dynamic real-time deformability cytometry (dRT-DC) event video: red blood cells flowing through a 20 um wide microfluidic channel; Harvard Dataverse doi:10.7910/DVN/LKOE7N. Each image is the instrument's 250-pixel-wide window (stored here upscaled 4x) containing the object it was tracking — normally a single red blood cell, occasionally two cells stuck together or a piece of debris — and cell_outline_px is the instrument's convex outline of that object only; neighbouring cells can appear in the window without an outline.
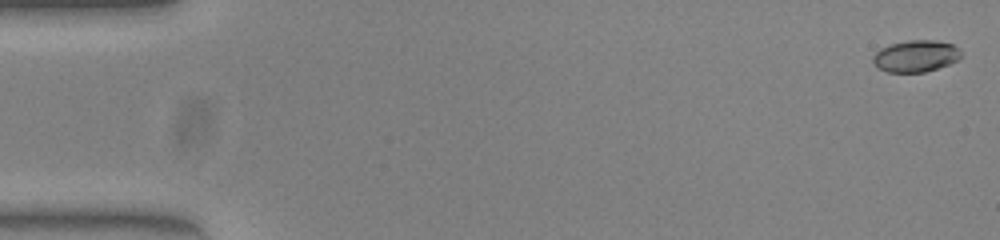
{"species": "common noctule bat (a hibernating species)", "species_latin": "Nyctalus noctula", "temperature_condition": "warm", "stored_images_in_passage": 52, "camera_frame_rate_fps": 3000, "um_per_image_px": 0.085, "animal": {"sex": "female", "body_mass_g": 23.0, "forearm_length_mm": 53.4}, "frame": {"image": 1, "passage_image": 1, "time_ms": 0.0, "image_size_px": [1000, 240], "cell_outline_px": [[960, 56], [956, 60], [948, 64], [924, 72], [888, 72], [876, 68], [872, 60], [872, 56], [880, 48], [888, 44], [908, 40], [936, 40], [952, 44], [960, 48]], "centroid_in_image_um": [77.79, 4.75], "position_along_channel_um": 7.2, "area_um2": 16.36}}
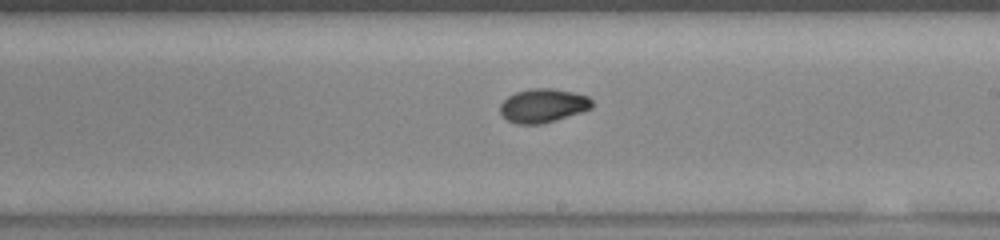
{"frame": {"image": 2, "passage_image": 30, "time_ms": 9.667, "image_size_px": [1000, 240], "cell_outline_px": [[592, 108], [580, 112], [540, 124], [516, 124], [508, 120], [500, 112], [500, 104], [508, 96], [516, 92], [532, 88], [552, 88], [572, 92], [588, 96], [592, 100]], "centroid_in_image_um": [46.14, 8.96], "position_along_channel_um": 242.9, "area_um2": 17.86}}
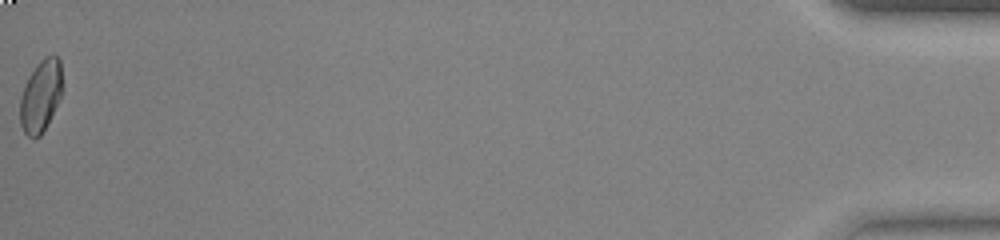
{"frame": {"image": 3, "passage_image": 52, "time_ms": 17.0, "image_size_px": [1000, 240], "cell_outline_px": [[60, 96], [40, 136], [28, 136], [24, 132], [20, 124], [20, 100], [24, 84], [28, 76], [36, 64], [44, 56], [52, 52], [60, 60]], "centroid_in_image_um": [3.42, 8.08], "position_along_channel_um": 431.8, "area_um2": 17.28}, "authors_computed_cell_mechanics": {"area_um2": 17.5134, "velocity_mm_per_s": 3.984, "shape_relaxation_time_tau1_ms": 3.8929, "shape_relaxation_time_tau2_ms": 2.3142, "deformation_change_tau1": 0.1436, "deformation_change_tau2": 0.0362}}